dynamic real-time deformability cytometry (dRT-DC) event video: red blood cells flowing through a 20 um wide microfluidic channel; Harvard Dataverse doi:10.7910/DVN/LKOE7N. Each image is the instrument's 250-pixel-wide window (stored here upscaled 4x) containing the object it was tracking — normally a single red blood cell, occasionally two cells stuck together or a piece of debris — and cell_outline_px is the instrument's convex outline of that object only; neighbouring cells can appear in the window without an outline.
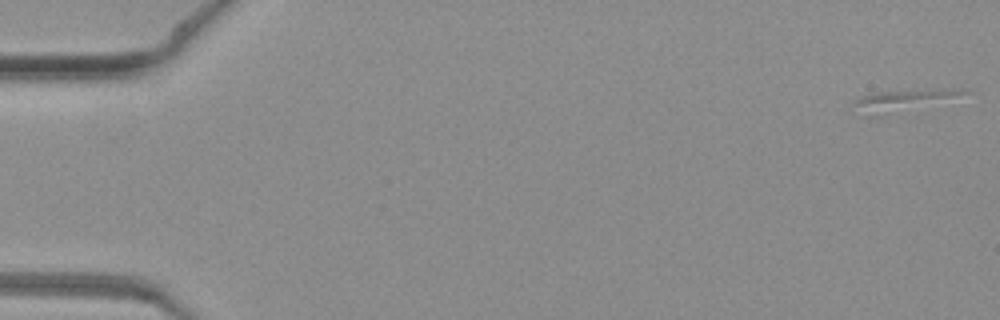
{"species": "common noctule bat (a hibernating species)", "species_latin": "Nyctalus noctula", "temperature_condition": "warm", "stored_images_in_passage": 47, "camera_frame_rate_fps": 3000, "um_per_image_px": 0.085, "animal": {"sex": "female", "body_mass_g": 19.3, "forearm_length_mm": 54.1}, "frame": {"image": 1, "passage_image": 1, "time_ms": 0.0, "image_size_px": [1000, 320], "cell_outline_px": [[968, 92], [880, 116], [860, 116], [852, 104], [856, 100], [864, 96], [876, 92], [936, 88], [960, 88]], "centroid_in_image_um": [76.56, 8.52], "position_along_channel_um": 8.4, "area_um2": 13.01}}
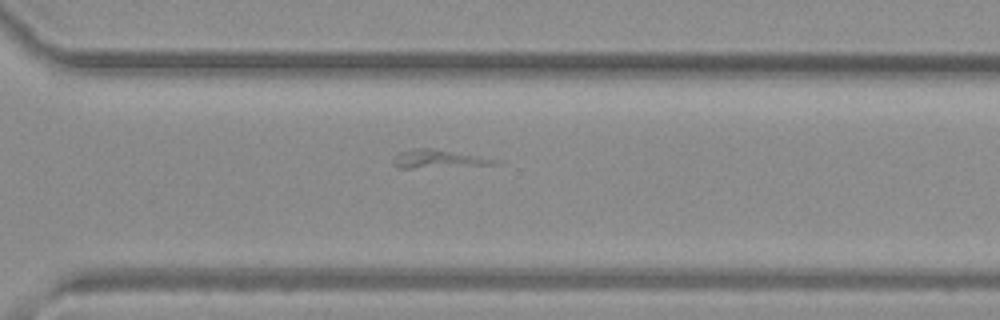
{"frame": {"image": 2, "passage_image": 34, "time_ms": 11.0, "image_size_px": [1000, 320], "cell_outline_px": [[504, 164], [412, 168], [396, 168], [392, 164], [392, 160], [400, 152], [412, 148], [432, 148], [504, 160]], "centroid_in_image_um": [37.32, 13.51], "position_along_channel_um": 333.3, "area_um2": 11.04}}
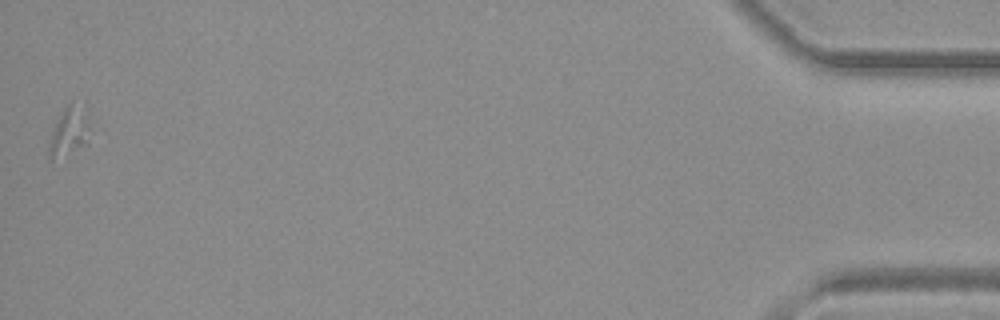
{"frame": {"image": 3, "passage_image": 47, "time_ms": 15.333, "image_size_px": [1000, 320], "cell_outline_px": [[92, 132], [88, 144], [52, 160], [48, 160], [48, 144], [56, 124], [64, 108], [72, 100], [92, 128]], "centroid_in_image_um": [5.88, 11.27], "position_along_channel_um": 429.3, "area_um2": 11.21}}